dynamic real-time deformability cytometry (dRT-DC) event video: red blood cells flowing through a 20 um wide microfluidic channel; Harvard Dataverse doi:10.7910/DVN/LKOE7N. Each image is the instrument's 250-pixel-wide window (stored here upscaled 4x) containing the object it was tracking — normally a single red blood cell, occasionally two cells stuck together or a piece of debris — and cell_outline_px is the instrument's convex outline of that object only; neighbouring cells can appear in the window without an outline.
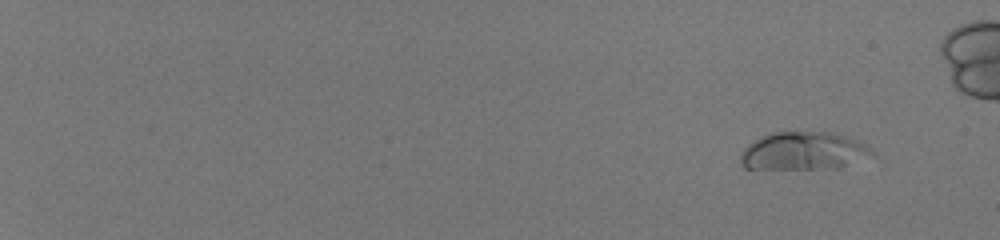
{"species": "human", "species_latin": "Homo sapiens", "temperature_condition": "room temperature", "stored_images_in_passage": 51, "camera_frame_rate_fps": 3000, "um_per_image_px": 0.085, "donor": {"sex": "male"}, "frame": {"image": 1, "passage_image": 1, "time_ms": 0.0, "image_size_px": [1000, 240], "cell_outline_px": [[876, 152], [840, 168], [744, 168], [740, 164], [740, 152], [748, 144], [760, 136], [772, 132], [832, 132], [852, 136], [868, 144]], "centroid_in_image_um": [68.31, 12.81], "position_along_channel_um": 16.7, "area_um2": 29.3}}
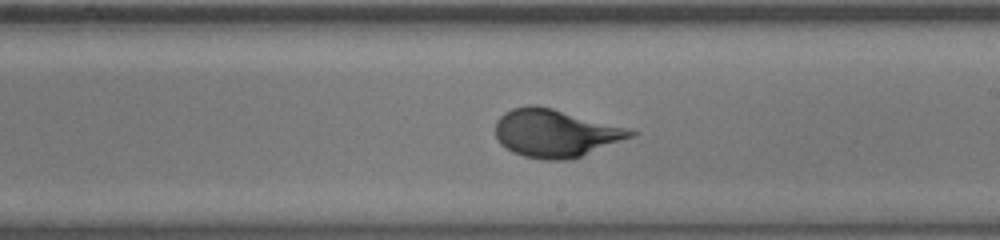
{"frame": {"image": 2, "passage_image": 34, "time_ms": 11.0, "image_size_px": [1000, 240], "cell_outline_px": [[636, 136], [580, 156], [564, 160], [544, 160], [524, 156], [512, 152], [500, 144], [496, 136], [496, 120], [504, 112], [512, 108], [528, 104], [536, 104], [552, 108], [628, 128], [636, 132]], "centroid_in_image_um": [47.18, 11.31], "position_along_channel_um": 241.8, "area_um2": 37.63}}
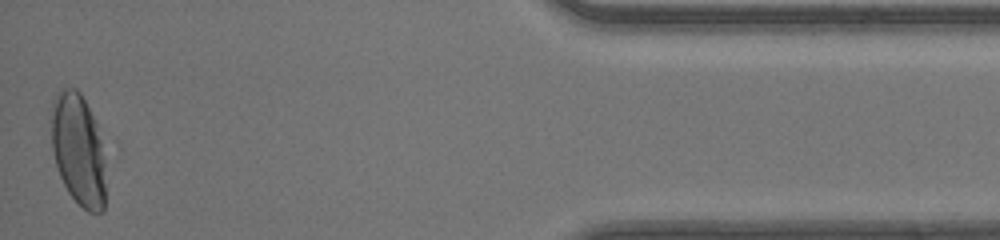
{"frame": {"image": 3, "passage_image": 51, "time_ms": 16.667, "image_size_px": [1000, 240], "cell_outline_px": [[108, 156], [104, 212], [88, 212], [68, 192], [60, 176], [56, 164], [52, 148], [52, 100], [56, 92], [64, 88], [76, 88], [80, 92], [96, 124]], "centroid_in_image_um": [6.72, 12.75], "position_along_channel_um": 428.5, "area_um2": 36.24}, "authors_computed_cell_mechanics": {"area_um2": 37.6278, "velocity_mm_per_s": 4.1631, "shape_relaxation_time_tau1_ms": 3.0019, "shape_relaxation_time_tau2_ms": null, "deformation_change_tau1": 0.1751, "deformation_change_tau2": null}}